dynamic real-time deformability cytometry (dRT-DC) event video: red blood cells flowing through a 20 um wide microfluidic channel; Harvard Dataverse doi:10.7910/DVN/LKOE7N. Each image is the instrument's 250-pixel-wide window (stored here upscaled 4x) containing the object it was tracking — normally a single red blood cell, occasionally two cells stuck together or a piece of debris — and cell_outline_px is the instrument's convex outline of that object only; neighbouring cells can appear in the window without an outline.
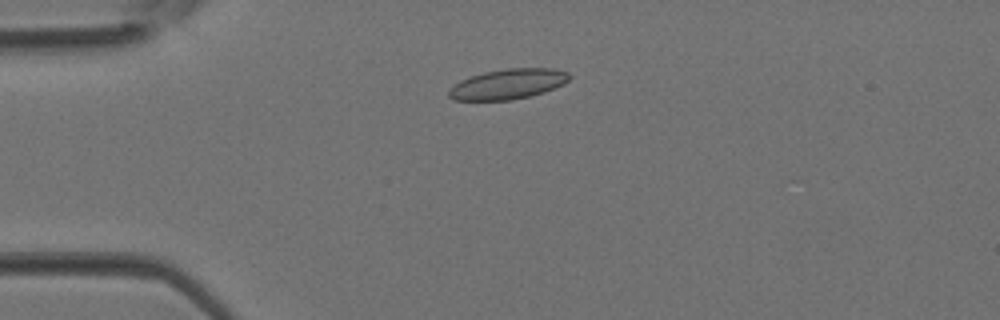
{"species": "Egyptian fruit bat (a non-hibernating species)", "species_latin": "Rousettus aegyptiacus", "temperature_condition": "room temperature", "stored_images_in_passage": 4, "camera_frame_rate_fps": 3000, "um_per_image_px": 0.085, "animal": {"sex": "female"}, "frame": {"image": 1, "passage_image": 3, "time_ms": 0.667, "image_size_px": [1000, 320], "cell_outline_px": [[572, 76], [564, 84], [544, 92], [512, 100], [452, 100], [448, 96], [448, 92], [460, 80], [484, 72], [508, 68], [552, 68], [568, 72]], "centroid_in_image_um": [43.2, 7.14], "position_along_channel_um": 41.8, "area_um2": 21.1}}